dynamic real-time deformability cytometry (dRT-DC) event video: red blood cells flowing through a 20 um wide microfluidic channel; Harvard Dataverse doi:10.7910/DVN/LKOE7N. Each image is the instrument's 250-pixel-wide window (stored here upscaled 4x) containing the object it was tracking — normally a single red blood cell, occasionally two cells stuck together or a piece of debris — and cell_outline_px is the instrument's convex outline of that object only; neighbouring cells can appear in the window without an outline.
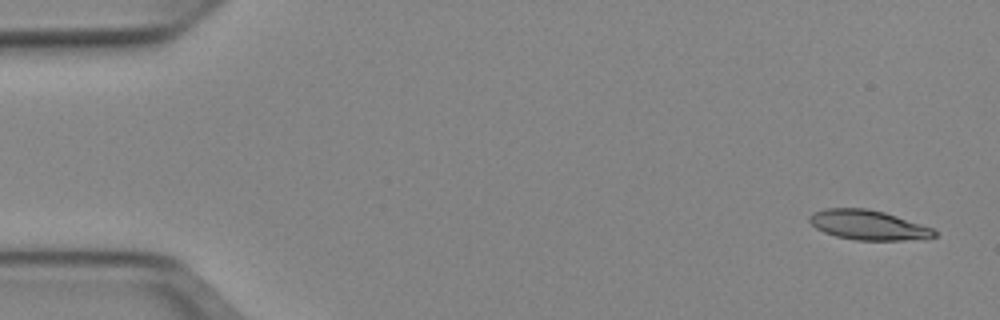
{"species": "Egyptian fruit bat (a non-hibernating species)", "species_latin": "Rousettus aegyptiacus", "temperature_condition": "cold", "stored_images_in_passage": 50, "camera_frame_rate_fps": 3000, "um_per_image_px": 0.085, "animal": {"sex": "female"}, "frame": {"image": 1, "passage_image": 1, "time_ms": 0.0, "image_size_px": [1000, 320], "cell_outline_px": [[936, 236], [904, 240], [856, 240], [836, 236], [824, 232], [816, 228], [808, 220], [808, 216], [812, 212], [824, 208], [868, 208], [884, 212], [932, 228], [936, 232]], "centroid_in_image_um": [73.72, 19.11], "position_along_channel_um": 11.3, "area_um2": 21.44}}
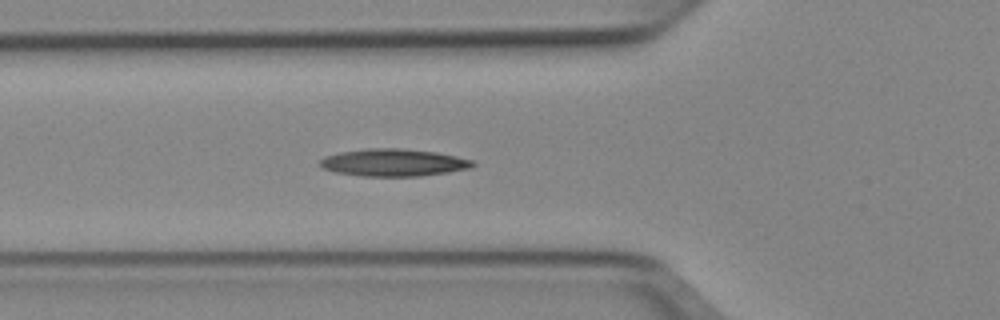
{"frame": {"image": 2, "passage_image": 17, "time_ms": 5.333, "image_size_px": [1000, 320], "cell_outline_px": [[476, 164], [472, 168], [448, 172], [420, 176], [360, 176], [336, 172], [324, 168], [320, 164], [320, 160], [324, 156], [340, 152], [368, 148], [404, 148], [436, 152], [456, 156], [472, 160]], "centroid_in_image_um": [33.47, 13.81], "position_along_channel_um": 92.3, "area_um2": 24.39}}
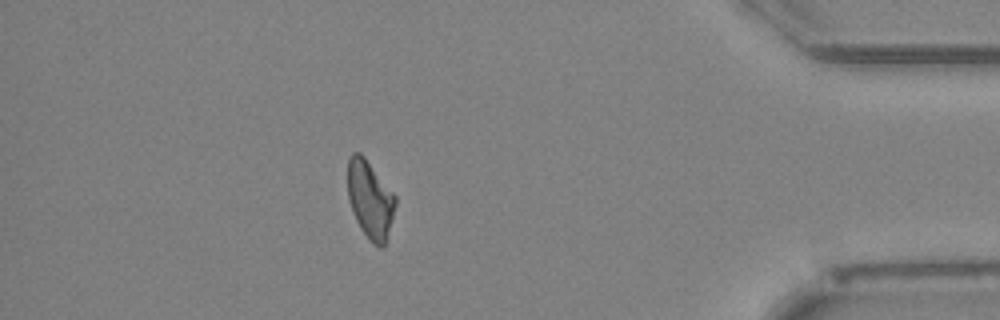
{"frame": {"image": 3, "passage_image": 44, "time_ms": 14.333, "image_size_px": [1000, 320], "cell_outline_px": [[396, 204], [384, 244], [380, 248], [372, 244], [368, 240], [360, 228], [352, 212], [348, 200], [348, 156], [352, 152], [360, 152], [364, 156], [396, 196]], "centroid_in_image_um": [31.43, 16.94], "position_along_channel_um": 403.8, "area_um2": 21.56}}